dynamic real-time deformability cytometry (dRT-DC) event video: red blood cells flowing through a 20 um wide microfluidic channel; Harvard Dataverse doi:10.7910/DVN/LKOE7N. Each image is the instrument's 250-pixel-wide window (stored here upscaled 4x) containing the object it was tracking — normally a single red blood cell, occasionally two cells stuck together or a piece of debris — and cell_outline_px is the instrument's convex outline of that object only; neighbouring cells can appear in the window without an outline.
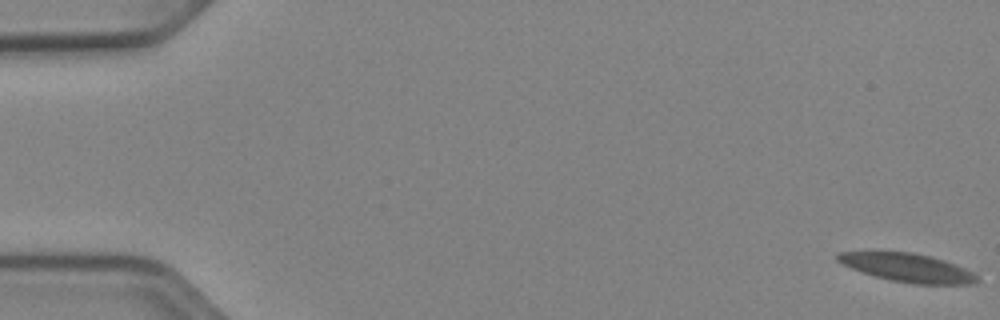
{"species": "Egyptian fruit bat (a non-hibernating species)", "species_latin": "Rousettus aegyptiacus", "temperature_condition": "cold", "stored_images_in_passage": 10, "camera_frame_rate_fps": 3000, "um_per_image_px": 0.085, "animal": {"sex": "female"}, "frame": {"image": 1, "passage_image": 1, "time_ms": 0.0, "image_size_px": [1000, 320], "cell_outline_px": [[980, 280], [976, 284], [912, 284], [892, 280], [876, 276], [852, 268], [836, 260], [836, 252], [912, 252], [944, 260], [964, 268], [972, 272]], "centroid_in_image_um": [77.17, 22.76], "position_along_channel_um": 7.8, "area_um2": 22.77}}